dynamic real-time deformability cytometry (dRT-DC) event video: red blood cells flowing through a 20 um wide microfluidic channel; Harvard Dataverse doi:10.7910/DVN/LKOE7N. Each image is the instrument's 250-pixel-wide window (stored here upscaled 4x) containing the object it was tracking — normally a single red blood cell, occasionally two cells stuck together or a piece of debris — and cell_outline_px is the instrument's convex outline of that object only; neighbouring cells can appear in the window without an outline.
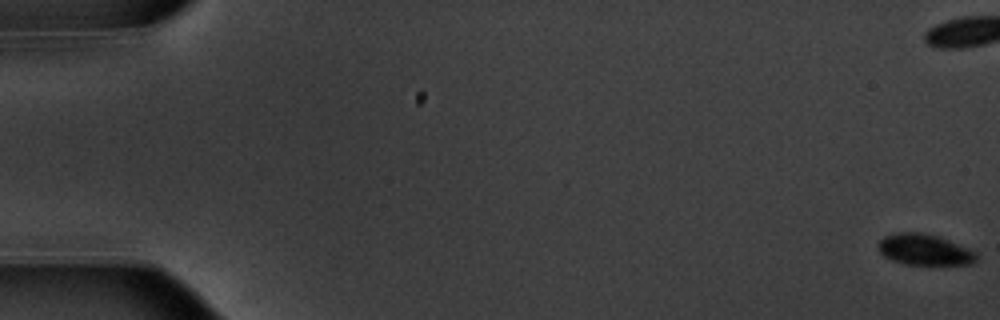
{"species": "common noctule bat (a hibernating species)", "species_latin": "Nyctalus noctula", "temperature_condition": "warm", "stored_images_in_passage": 56, "camera_frame_rate_fps": 3000, "um_per_image_px": 0.085, "animal": {"sex": "male", "body_mass_g": 20.1, "forearm_length_mm": 53.5}, "frame": {"image": 1, "passage_image": 1, "time_ms": 0.0, "image_size_px": [1000, 320], "cell_outline_px": [[976, 260], [972, 264], [928, 268], [904, 264], [892, 260], [884, 256], [880, 252], [876, 244], [884, 236], [896, 232], [920, 232], [936, 236], [948, 240], [968, 248], [976, 252]], "centroid_in_image_um": [78.58, 21.28], "position_along_channel_um": 6.4, "area_um2": 18.61}, "authors_computed_cell_mechanics": {"area_um2": 19.3341, "velocity_mm_per_s": 3.7352, "shape_relaxation_time_tau1_ms": 1.2641, "shape_relaxation_time_tau2_ms": null, "deformation_change_tau1": 0.0687, "deformation_change_tau2": null}}